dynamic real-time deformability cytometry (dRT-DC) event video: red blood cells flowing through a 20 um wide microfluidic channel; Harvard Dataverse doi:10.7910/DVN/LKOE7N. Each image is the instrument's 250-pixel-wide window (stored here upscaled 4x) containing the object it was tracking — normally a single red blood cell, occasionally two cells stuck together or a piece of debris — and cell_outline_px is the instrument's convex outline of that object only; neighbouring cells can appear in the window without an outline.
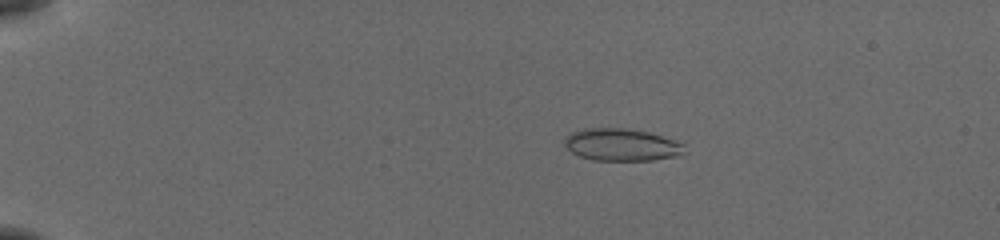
{"species": "common noctule bat (a hibernating species)", "species_latin": "Nyctalus noctula", "temperature_condition": "cold", "stored_images_in_passage": 18, "camera_frame_rate_fps": 3000, "um_per_image_px": 0.085, "animal": {"sex": "female", "body_mass_g": 19.5, "forearm_length_mm": 54.1}, "frame": {"image": 1, "passage_image": 11, "time_ms": 3.333, "image_size_px": [1000, 240], "cell_outline_px": [[688, 152], [676, 156], [652, 160], [592, 160], [580, 156], [572, 152], [564, 144], [564, 136], [572, 132], [584, 128], [628, 128], [648, 132], [684, 144]], "centroid_in_image_um": [52.82, 12.3], "position_along_channel_um": 32.2, "area_um2": 22.6}}